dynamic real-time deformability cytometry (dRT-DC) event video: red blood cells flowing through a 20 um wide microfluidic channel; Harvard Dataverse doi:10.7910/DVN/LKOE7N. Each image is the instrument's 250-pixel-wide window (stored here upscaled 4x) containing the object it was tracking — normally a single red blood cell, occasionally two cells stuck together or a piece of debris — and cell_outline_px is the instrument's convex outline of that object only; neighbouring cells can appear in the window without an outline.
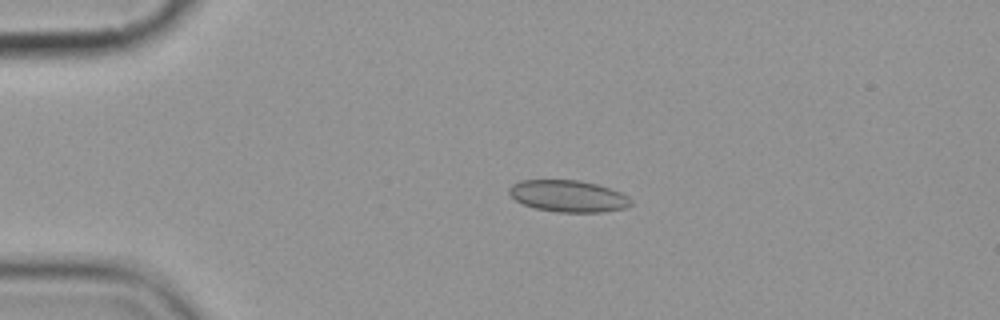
{"species": "common noctule bat (a hibernating species)", "species_latin": "Nyctalus noctula", "temperature_condition": "cold", "stored_images_in_passage": 5, "camera_frame_rate_fps": 3000, "um_per_image_px": 0.085, "animal": {"sex": "female", "body_mass_g": 19.9}, "frame": {"image": 1, "passage_image": 4, "time_ms": 3.667, "image_size_px": [1000, 320], "cell_outline_px": [[632, 204], [624, 208], [600, 212], [560, 212], [536, 208], [524, 204], [516, 200], [508, 192], [508, 188], [512, 184], [520, 180], [580, 180], [612, 188], [628, 196], [632, 200]], "centroid_in_image_um": [48.31, 16.65], "position_along_channel_um": 36.7, "area_um2": 22.48}}